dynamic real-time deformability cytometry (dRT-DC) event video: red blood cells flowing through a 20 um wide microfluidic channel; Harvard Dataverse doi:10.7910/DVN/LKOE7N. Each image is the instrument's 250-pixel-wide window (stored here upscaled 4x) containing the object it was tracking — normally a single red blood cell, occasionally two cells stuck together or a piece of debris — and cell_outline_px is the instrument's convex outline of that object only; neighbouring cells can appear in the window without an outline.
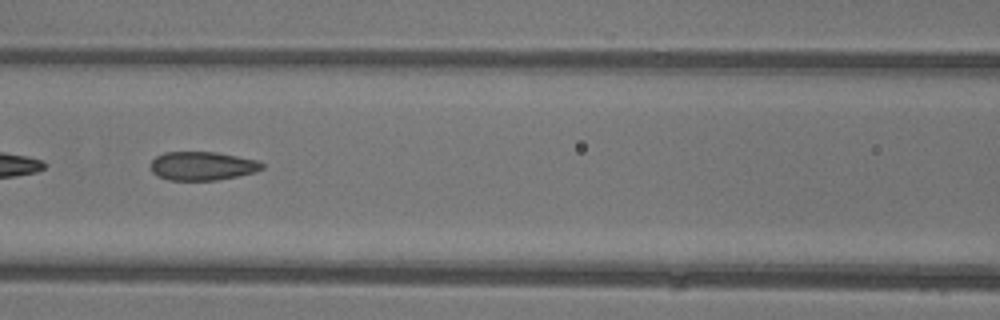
{"species": "common noctule bat (a hibernating species)", "species_latin": "Nyctalus noctula", "temperature_condition": "warm", "stored_images_in_passage": 46, "camera_frame_rate_fps": 3000, "um_per_image_px": 0.085, "animal": {"sex": "female"}, "frame": {"image": 1, "passage_image": 20, "time_ms": 6.333, "image_size_px": [1000, 320], "cell_outline_px": [[264, 168], [256, 172], [216, 180], [168, 180], [156, 176], [152, 172], [152, 160], [156, 156], [164, 152], [216, 152], [256, 160], [264, 164]], "centroid_in_image_um": [17.19, 14.11], "position_along_channel_um": 149.4, "area_um2": 18.55}, "authors_computed_cell_mechanics": {"area_um2": 19.4208, "velocity_mm_per_s": 4.414, "shape_relaxation_time_tau1_ms": null, "shape_relaxation_time_tau2_ms": 1.5182, "deformation_change_tau1": null, "deformation_change_tau2": 0.1033}}